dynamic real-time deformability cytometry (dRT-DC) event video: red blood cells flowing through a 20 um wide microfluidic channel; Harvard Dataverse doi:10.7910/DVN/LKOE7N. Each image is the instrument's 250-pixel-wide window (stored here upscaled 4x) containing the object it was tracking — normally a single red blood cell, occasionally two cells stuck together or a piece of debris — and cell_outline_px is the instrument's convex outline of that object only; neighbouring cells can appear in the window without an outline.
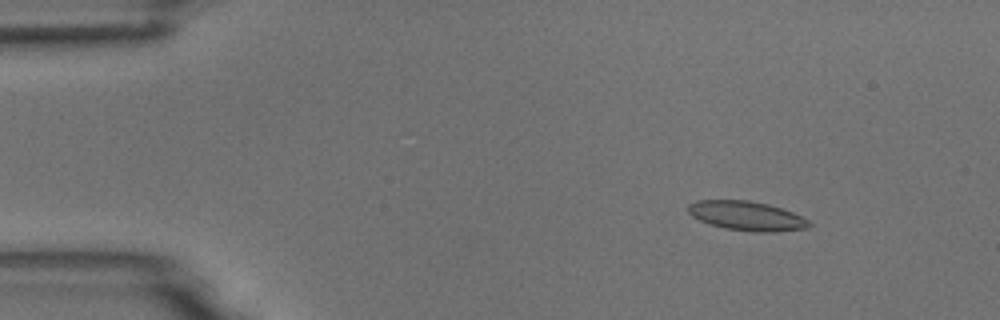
{"species": "common noctule bat (a hibernating species)", "species_latin": "Nyctalus noctula", "temperature_condition": "room temperature", "stored_images_in_passage": 6, "camera_frame_rate_fps": 3000, "um_per_image_px": 0.085, "animal": {"sex": "male", "body_mass_g": 18.8}, "frame": {"image": 1, "passage_image": 2, "time_ms": 1.0, "image_size_px": [1000, 320], "cell_outline_px": [[812, 224], [804, 228], [776, 232], [756, 232], [724, 228], [700, 220], [692, 216], [688, 212], [688, 204], [696, 200], [748, 200], [768, 204], [792, 212], [808, 220]], "centroid_in_image_um": [63.45, 18.34], "position_along_channel_um": 21.6, "area_um2": 20.46}}
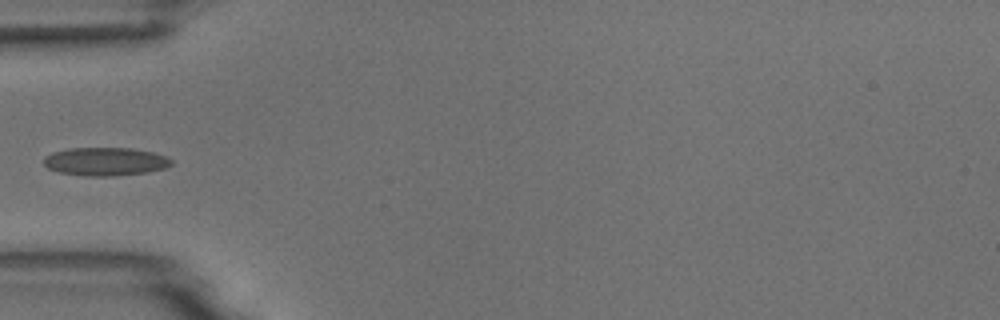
{"frame": {"image": 2, "passage_image": 5, "time_ms": 4.667, "image_size_px": [1000, 320], "cell_outline_px": [[172, 164], [164, 168], [148, 172], [112, 176], [84, 176], [60, 172], [48, 168], [44, 164], [44, 156], [52, 152], [68, 148], [132, 148], [152, 152], [164, 156], [172, 160]], "centroid_in_image_um": [8.93, 13.73], "position_along_channel_um": 76.1, "area_um2": 20.98}}